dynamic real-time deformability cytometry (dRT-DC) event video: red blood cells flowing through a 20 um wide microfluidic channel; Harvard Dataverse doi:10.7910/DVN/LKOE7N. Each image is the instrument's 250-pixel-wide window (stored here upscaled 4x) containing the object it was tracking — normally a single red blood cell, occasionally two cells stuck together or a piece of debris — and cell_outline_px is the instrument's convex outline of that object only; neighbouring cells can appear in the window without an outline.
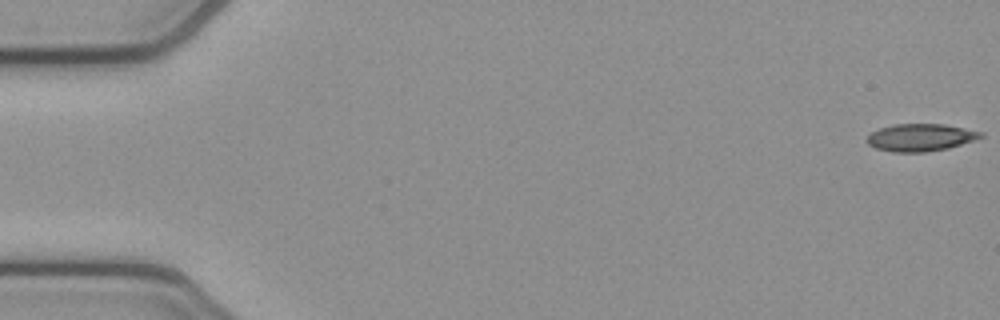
{"species": "common noctule bat (a hibernating species)", "species_latin": "Nyctalus noctula", "temperature_condition": "cold", "stored_images_in_passage": 4, "camera_frame_rate_fps": 3000, "um_per_image_px": 0.085, "animal": {"sex": "female", "body_mass_g": 21.9}, "frame": {"image": 1, "passage_image": 1, "time_ms": 0.0, "image_size_px": [1000, 320], "cell_outline_px": [[984, 136], [948, 148], [924, 152], [892, 152], [876, 148], [868, 144], [868, 136], [872, 132], [880, 128], [896, 124], [944, 124], [984, 132]], "centroid_in_image_um": [78.25, 11.68], "position_along_channel_um": 6.8, "area_um2": 17.92}}